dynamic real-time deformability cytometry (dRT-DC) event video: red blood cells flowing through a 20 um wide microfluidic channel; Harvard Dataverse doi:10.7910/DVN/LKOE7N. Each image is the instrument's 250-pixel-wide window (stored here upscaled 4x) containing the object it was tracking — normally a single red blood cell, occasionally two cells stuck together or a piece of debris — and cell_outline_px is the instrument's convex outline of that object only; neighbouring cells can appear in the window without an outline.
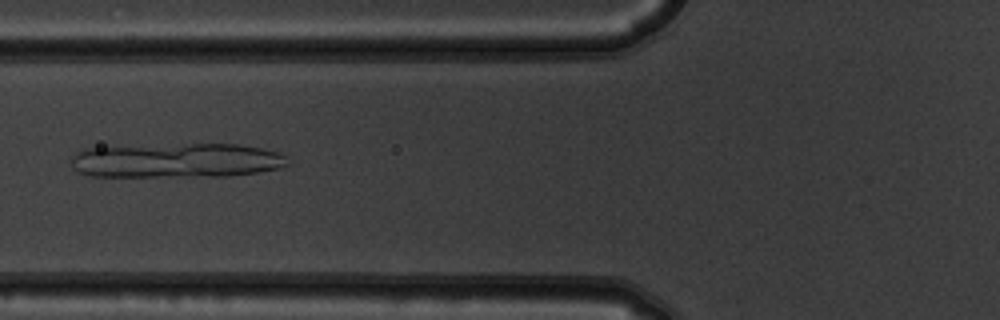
{"species": "common noctule bat (a hibernating species)", "species_latin": "Nyctalus noctula", "temperature_condition": "warm", "stored_images_in_passage": 5, "camera_frame_rate_fps": 3000, "um_per_image_px": 0.085, "animal": {"sex": "male", "body_mass_g": 19.5, "forearm_length_mm": 54.6}, "frame": {"image": 1, "passage_image": 4, "time_ms": 1.0, "image_size_px": [1000, 320], "cell_outline_px": [[288, 164], [280, 168], [256, 172], [228, 176], [88, 176], [72, 168], [72, 156], [76, 152], [84, 148], [192, 144], [236, 144], [260, 148], [280, 152], [284, 156]], "centroid_in_image_um": [14.99, 13.64], "position_along_channel_um": 110.8, "area_um2": 43.29}}